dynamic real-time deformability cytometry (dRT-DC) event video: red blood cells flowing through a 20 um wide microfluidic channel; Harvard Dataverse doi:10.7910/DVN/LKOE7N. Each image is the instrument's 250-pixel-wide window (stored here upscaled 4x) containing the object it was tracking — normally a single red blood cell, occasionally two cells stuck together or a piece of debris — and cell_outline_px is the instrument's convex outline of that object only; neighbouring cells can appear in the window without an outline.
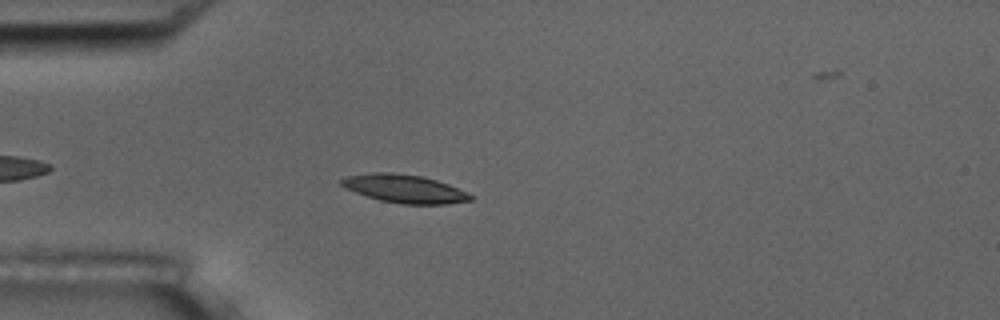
{"species": "common noctule bat (a hibernating species)", "species_latin": "Nyctalus noctula", "temperature_condition": "room temperature", "stored_images_in_passage": 47, "camera_frame_rate_fps": 3000, "um_per_image_px": 0.085, "animal": {"sex": "male", "body_mass_g": 17.5, "forearm_length_mm": 52.3}, "frame": {"image": 1, "passage_image": 6, "time_ms": 1.667, "image_size_px": [1000, 320], "cell_outline_px": [[476, 196], [472, 200], [448, 204], [400, 204], [380, 200], [356, 192], [340, 184], [340, 180], [348, 176], [372, 172], [392, 172], [420, 176], [436, 180], [448, 184]], "centroid_in_image_um": [34.43, 16.04], "position_along_channel_um": 50.6, "area_um2": 21.1}}
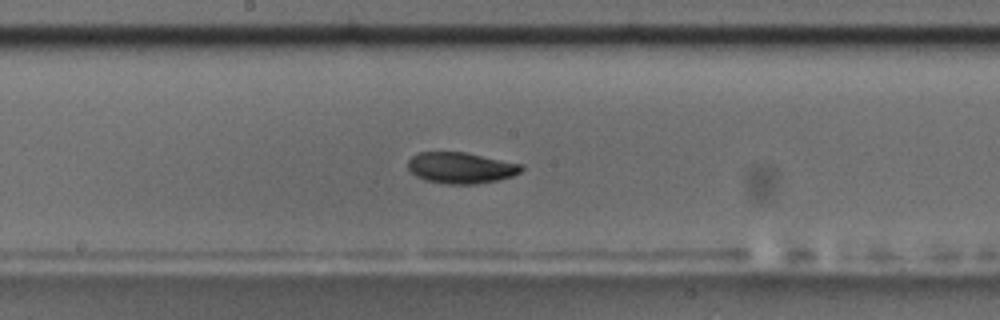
{"frame": {"image": 2, "passage_image": 20, "time_ms": 6.333, "image_size_px": [1000, 320], "cell_outline_px": [[524, 168], [520, 172], [512, 176], [496, 180], [476, 184], [448, 184], [424, 180], [416, 176], [408, 168], [408, 160], [412, 156], [420, 152], [464, 152], [524, 164]], "centroid_in_image_um": [39.18, 14.26], "position_along_channel_um": 209.0, "area_um2": 20.58}}
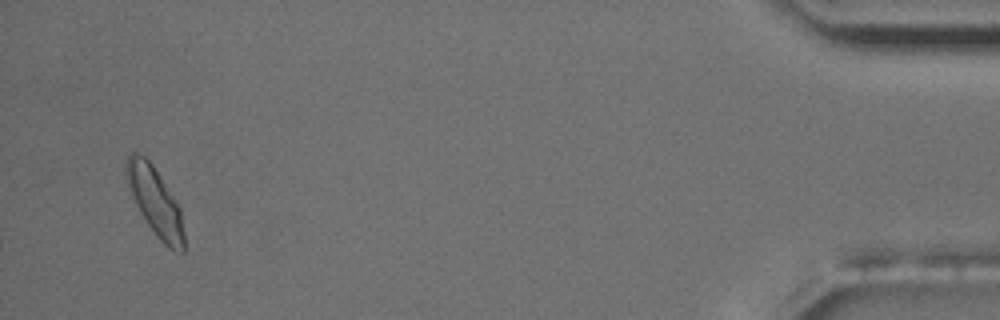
{"frame": {"image": 3, "passage_image": 44, "time_ms": 14.333, "image_size_px": [1000, 320], "cell_outline_px": [[184, 252], [176, 252], [168, 248], [156, 236], [140, 212], [128, 192], [124, 172], [124, 164], [128, 156], [132, 152], [136, 152], [144, 156], [152, 164], [180, 208], [184, 232]], "centroid_in_image_um": [13.14, 17.12], "position_along_channel_um": 422.1, "area_um2": 23.06}, "authors_computed_cell_mechanics": {"area_um2": 20.5768, "velocity_mm_per_s": 3.6493, "shape_relaxation_time_tau1_ms": 2.6404, "shape_relaxation_time_tau2_ms": 3.5356, "deformation_change_tau1": 0.1407, "deformation_change_tau2": 0.0758}}